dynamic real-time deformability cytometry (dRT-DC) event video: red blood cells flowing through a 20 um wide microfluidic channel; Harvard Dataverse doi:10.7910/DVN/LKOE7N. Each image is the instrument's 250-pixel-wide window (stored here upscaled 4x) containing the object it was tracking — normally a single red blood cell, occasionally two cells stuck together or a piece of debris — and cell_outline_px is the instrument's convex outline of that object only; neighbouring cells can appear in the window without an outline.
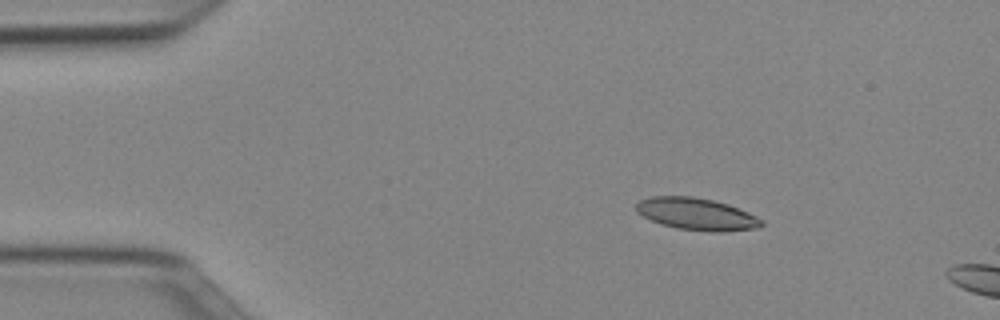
{"species": "Egyptian fruit bat (a non-hibernating species)", "species_latin": "Rousettus aegyptiacus", "temperature_condition": "cold", "stored_images_in_passage": 5, "camera_frame_rate_fps": 3000, "um_per_image_px": 0.085, "animal": {"sex": "female"}, "frame": {"image": 1, "passage_image": 1, "time_ms": 0.0, "image_size_px": [1000, 320], "cell_outline_px": [[764, 224], [760, 228], [720, 232], [712, 232], [676, 228], [660, 224], [636, 212], [636, 204], [640, 200], [652, 196], [692, 196], [712, 200], [728, 204], [748, 212], [764, 220]], "centroid_in_image_um": [59.24, 18.2], "position_along_channel_um": 25.8, "area_um2": 23.52}}